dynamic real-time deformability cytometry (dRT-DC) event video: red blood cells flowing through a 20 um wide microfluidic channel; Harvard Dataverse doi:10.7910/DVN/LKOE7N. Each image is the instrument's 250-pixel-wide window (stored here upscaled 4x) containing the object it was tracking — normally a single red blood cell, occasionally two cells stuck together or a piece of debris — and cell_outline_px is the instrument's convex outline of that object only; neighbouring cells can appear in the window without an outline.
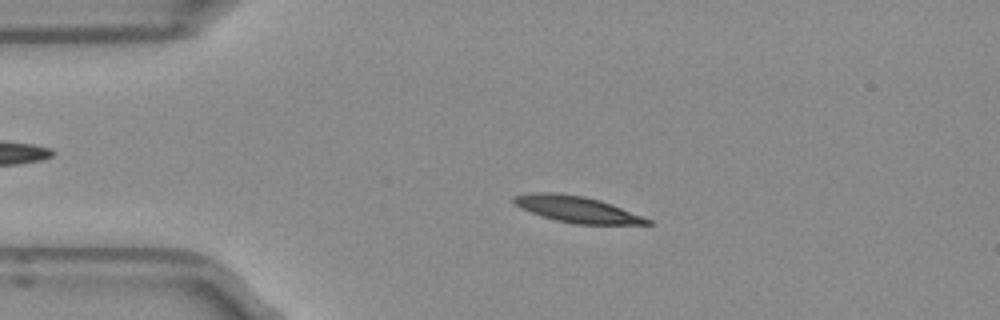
{"species": "Egyptian fruit bat (a non-hibernating species)", "species_latin": "Rousettus aegyptiacus", "temperature_condition": "room temperature", "stored_images_in_passage": 51, "camera_frame_rate_fps": 3000, "um_per_image_px": 0.085, "frame": {"image": 1, "passage_image": 11, "time_ms": 3.333, "image_size_px": [1000, 320], "cell_outline_px": [[652, 224], [576, 224], [556, 220], [540, 216], [520, 208], [512, 204], [512, 196], [528, 192], [552, 192], [584, 196], [600, 200], [612, 204], [652, 220]], "centroid_in_image_um": [48.96, 17.77], "position_along_channel_um": 36.0, "area_um2": 20.58}}
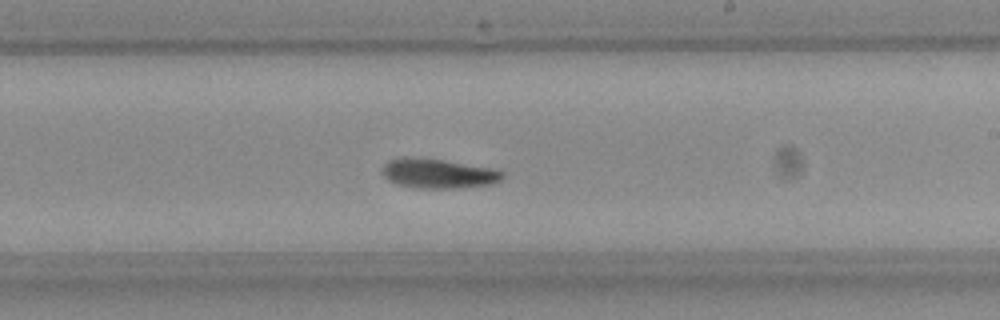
{"frame": {"image": 2, "passage_image": 30, "time_ms": 9.667, "image_size_px": [1000, 320], "cell_outline_px": [[504, 176], [500, 180], [492, 184], [456, 188], [416, 188], [396, 184], [388, 180], [380, 172], [384, 164], [388, 160], [400, 156], [420, 156], [492, 168], [504, 172]], "centroid_in_image_um": [37.18, 14.72], "position_along_channel_um": 251.8, "area_um2": 21.15}}
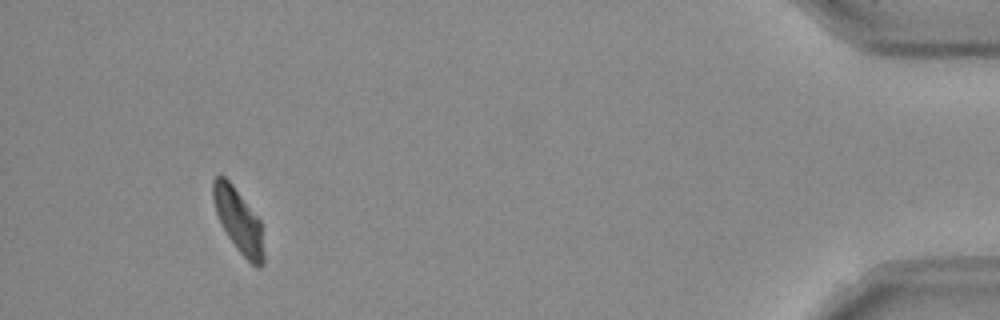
{"frame": {"image": 3, "passage_image": 48, "time_ms": 15.667, "image_size_px": [1000, 320], "cell_outline_px": [[264, 264], [260, 268], [256, 268], [236, 248], [228, 236], [216, 212], [212, 196], [212, 180], [216, 176], [224, 176], [232, 184], [260, 220], [264, 252]], "centroid_in_image_um": [20.28, 18.77], "position_along_channel_um": 414.9, "area_um2": 18.61}, "authors_computed_cell_mechanics": {"area_um2": 20.23, "velocity_mm_per_s": 3.9248, "shape_relaxation_time_tau1_ms": 5.229, "shape_relaxation_time_tau2_ms": 3.2928, "deformation_change_tau1": 0.173, "deformation_change_tau2": 0.0595}}